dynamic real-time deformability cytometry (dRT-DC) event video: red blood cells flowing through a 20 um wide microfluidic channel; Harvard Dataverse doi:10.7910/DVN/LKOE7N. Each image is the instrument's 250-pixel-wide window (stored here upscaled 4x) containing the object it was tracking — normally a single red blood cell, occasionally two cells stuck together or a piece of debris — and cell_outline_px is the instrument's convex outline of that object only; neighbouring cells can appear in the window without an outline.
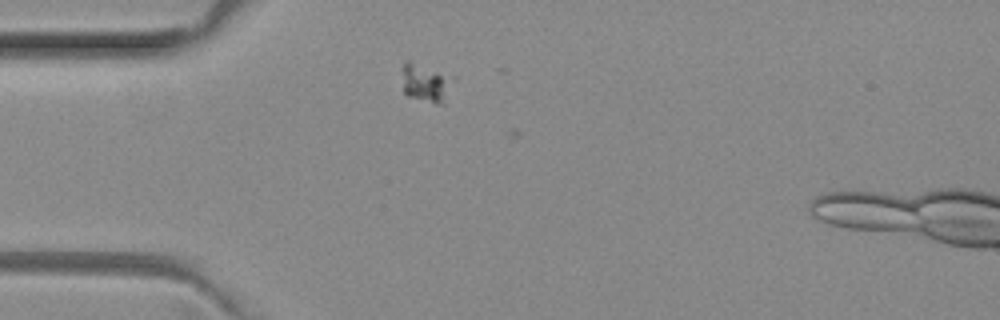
{"species": "common noctule bat (a hibernating species)", "species_latin": "Nyctalus noctula", "temperature_condition": "room temperature", "stored_images_in_passage": 2, "camera_frame_rate_fps": 3000, "um_per_image_px": 0.085, "animal": {"sex": "female", "body_mass_g": 29.2, "forearm_length_mm": 56.3}, "frame": {"image": 1, "passage_image": 1, "time_ms": 0.0, "image_size_px": [1000, 320], "cell_outline_px": [[460, 76], [444, 104], [436, 104], [408, 96], [404, 92], [404, 60], [408, 60]], "centroid_in_image_um": [36.37, 7.03], "position_along_channel_um": 48.6, "area_um2": 12.08}}